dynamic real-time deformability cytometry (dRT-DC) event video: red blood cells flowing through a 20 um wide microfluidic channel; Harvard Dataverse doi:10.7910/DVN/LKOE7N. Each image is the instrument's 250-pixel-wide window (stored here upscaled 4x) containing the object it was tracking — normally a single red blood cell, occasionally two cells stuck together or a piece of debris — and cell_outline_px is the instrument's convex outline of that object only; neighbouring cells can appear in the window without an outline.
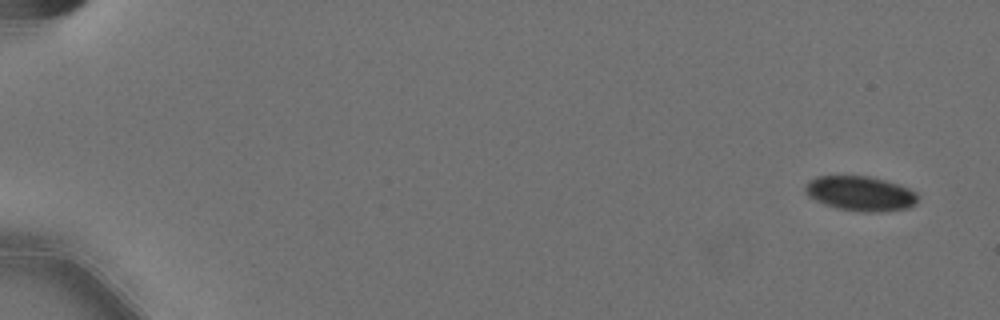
{"species": "Egyptian fruit bat (a non-hibernating species)", "species_latin": "Rousettus aegyptiacus", "temperature_condition": "cold", "stored_images_in_passage": 58, "camera_frame_rate_fps": 3000, "um_per_image_px": 0.085, "animal": {"sex": "female"}, "frame": {"image": 1, "passage_image": 1, "time_ms": 0.0, "image_size_px": [1000, 320], "cell_outline_px": [[916, 204], [908, 208], [880, 212], [864, 212], [840, 208], [824, 204], [808, 196], [804, 188], [808, 180], [816, 176], [868, 176], [884, 180], [908, 188], [916, 192]], "centroid_in_image_um": [73.11, 16.44], "position_along_channel_um": 11.9, "area_um2": 22.6}}
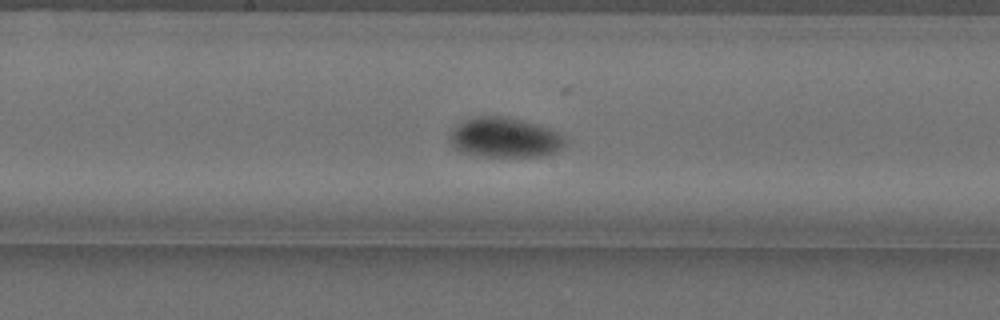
{"frame": {"image": 2, "passage_image": 32, "time_ms": 10.333, "image_size_px": [1000, 320], "cell_outline_px": [[564, 144], [556, 152], [548, 156], [480, 156], [460, 152], [452, 148], [448, 136], [452, 128], [456, 124], [472, 116], [508, 116], [524, 120], [548, 128], [564, 136]], "centroid_in_image_um": [42.83, 11.68], "position_along_channel_um": 205.4, "area_um2": 27.22}}
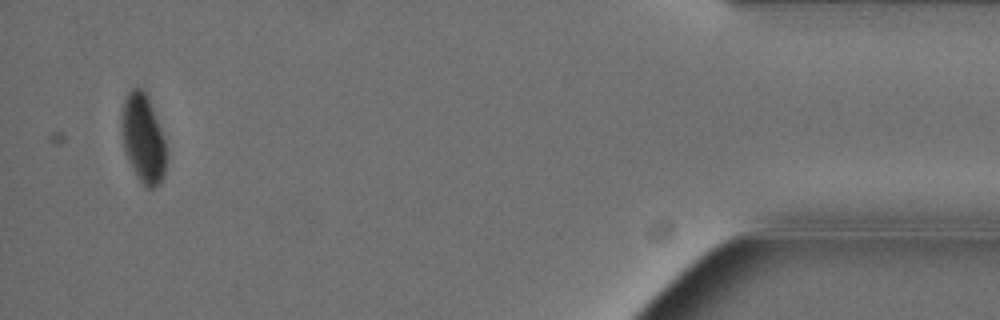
{"frame": {"image": 3, "passage_image": 56, "time_ms": 18.333, "image_size_px": [1000, 320], "cell_outline_px": [[168, 160], [164, 176], [160, 184], [156, 188], [144, 188], [136, 176], [128, 160], [124, 148], [124, 100], [128, 92], [132, 88], [140, 88], [148, 96], [164, 140], [168, 152]], "centroid_in_image_um": [12.24, 11.88], "position_along_channel_um": 423.0, "area_um2": 22.77}, "authors_computed_cell_mechanics": {"area_um2": 24.276, "velocity_mm_per_s": 3.558, "shape_relaxation_time_tau1_ms": 8.5595, "shape_relaxation_time_tau2_ms": null, "deformation_change_tau1": 0.1168, "deformation_change_tau2": null}}